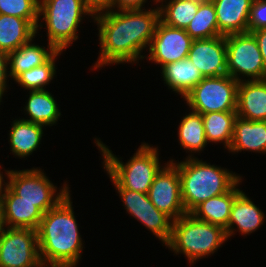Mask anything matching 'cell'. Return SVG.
Listing matches in <instances>:
<instances>
[{
	"label": "cell",
	"mask_w": 266,
	"mask_h": 267,
	"mask_svg": "<svg viewBox=\"0 0 266 267\" xmlns=\"http://www.w3.org/2000/svg\"><path fill=\"white\" fill-rule=\"evenodd\" d=\"M5 227L3 221V203L2 198H0V231Z\"/></svg>",
	"instance_id": "cell-39"
},
{
	"label": "cell",
	"mask_w": 266,
	"mask_h": 267,
	"mask_svg": "<svg viewBox=\"0 0 266 267\" xmlns=\"http://www.w3.org/2000/svg\"><path fill=\"white\" fill-rule=\"evenodd\" d=\"M40 261L37 230L4 227L0 231V267H34Z\"/></svg>",
	"instance_id": "cell-11"
},
{
	"label": "cell",
	"mask_w": 266,
	"mask_h": 267,
	"mask_svg": "<svg viewBox=\"0 0 266 267\" xmlns=\"http://www.w3.org/2000/svg\"><path fill=\"white\" fill-rule=\"evenodd\" d=\"M193 39L185 29L175 28L158 21L144 59L161 67L186 59Z\"/></svg>",
	"instance_id": "cell-12"
},
{
	"label": "cell",
	"mask_w": 266,
	"mask_h": 267,
	"mask_svg": "<svg viewBox=\"0 0 266 267\" xmlns=\"http://www.w3.org/2000/svg\"><path fill=\"white\" fill-rule=\"evenodd\" d=\"M226 36L193 40L187 58L204 77H219L227 71Z\"/></svg>",
	"instance_id": "cell-14"
},
{
	"label": "cell",
	"mask_w": 266,
	"mask_h": 267,
	"mask_svg": "<svg viewBox=\"0 0 266 267\" xmlns=\"http://www.w3.org/2000/svg\"><path fill=\"white\" fill-rule=\"evenodd\" d=\"M227 240L226 231L222 227L186 213L173 221L171 237L165 246L174 255L183 254L190 266H193L197 261L217 252Z\"/></svg>",
	"instance_id": "cell-5"
},
{
	"label": "cell",
	"mask_w": 266,
	"mask_h": 267,
	"mask_svg": "<svg viewBox=\"0 0 266 267\" xmlns=\"http://www.w3.org/2000/svg\"><path fill=\"white\" fill-rule=\"evenodd\" d=\"M226 48L229 76L238 82L266 79V67L252 33L227 35Z\"/></svg>",
	"instance_id": "cell-9"
},
{
	"label": "cell",
	"mask_w": 266,
	"mask_h": 267,
	"mask_svg": "<svg viewBox=\"0 0 266 267\" xmlns=\"http://www.w3.org/2000/svg\"><path fill=\"white\" fill-rule=\"evenodd\" d=\"M238 81L228 74L204 77L184 98L187 108L205 114L237 109Z\"/></svg>",
	"instance_id": "cell-8"
},
{
	"label": "cell",
	"mask_w": 266,
	"mask_h": 267,
	"mask_svg": "<svg viewBox=\"0 0 266 267\" xmlns=\"http://www.w3.org/2000/svg\"><path fill=\"white\" fill-rule=\"evenodd\" d=\"M97 149L102 156V167L114 187H123L132 191L148 194L155 176L165 166L160 162L159 146L141 142L136 153L122 162L109 147L99 138H94Z\"/></svg>",
	"instance_id": "cell-4"
},
{
	"label": "cell",
	"mask_w": 266,
	"mask_h": 267,
	"mask_svg": "<svg viewBox=\"0 0 266 267\" xmlns=\"http://www.w3.org/2000/svg\"><path fill=\"white\" fill-rule=\"evenodd\" d=\"M181 180V197L186 213H191L203 201L228 192L243 176L227 168L207 163L195 157L183 161L170 159Z\"/></svg>",
	"instance_id": "cell-3"
},
{
	"label": "cell",
	"mask_w": 266,
	"mask_h": 267,
	"mask_svg": "<svg viewBox=\"0 0 266 267\" xmlns=\"http://www.w3.org/2000/svg\"><path fill=\"white\" fill-rule=\"evenodd\" d=\"M86 16L92 20L94 18L83 0H39L37 34L44 26L47 44L56 50L66 51L79 39L78 31Z\"/></svg>",
	"instance_id": "cell-6"
},
{
	"label": "cell",
	"mask_w": 266,
	"mask_h": 267,
	"mask_svg": "<svg viewBox=\"0 0 266 267\" xmlns=\"http://www.w3.org/2000/svg\"><path fill=\"white\" fill-rule=\"evenodd\" d=\"M242 151L266 154V121L236 118L228 152L234 155Z\"/></svg>",
	"instance_id": "cell-19"
},
{
	"label": "cell",
	"mask_w": 266,
	"mask_h": 267,
	"mask_svg": "<svg viewBox=\"0 0 266 267\" xmlns=\"http://www.w3.org/2000/svg\"><path fill=\"white\" fill-rule=\"evenodd\" d=\"M118 196L126 213L130 214L134 219L143 224L145 228L152 233L162 246H165L171 237L173 219L158 210L150 201L148 194L124 189L123 187H115ZM164 244V245H163Z\"/></svg>",
	"instance_id": "cell-10"
},
{
	"label": "cell",
	"mask_w": 266,
	"mask_h": 267,
	"mask_svg": "<svg viewBox=\"0 0 266 267\" xmlns=\"http://www.w3.org/2000/svg\"><path fill=\"white\" fill-rule=\"evenodd\" d=\"M253 0H213L218 31L221 35L248 32V20Z\"/></svg>",
	"instance_id": "cell-18"
},
{
	"label": "cell",
	"mask_w": 266,
	"mask_h": 267,
	"mask_svg": "<svg viewBox=\"0 0 266 267\" xmlns=\"http://www.w3.org/2000/svg\"><path fill=\"white\" fill-rule=\"evenodd\" d=\"M71 193L44 213L37 229L41 261L76 267L81 261L84 242L76 220Z\"/></svg>",
	"instance_id": "cell-2"
},
{
	"label": "cell",
	"mask_w": 266,
	"mask_h": 267,
	"mask_svg": "<svg viewBox=\"0 0 266 267\" xmlns=\"http://www.w3.org/2000/svg\"><path fill=\"white\" fill-rule=\"evenodd\" d=\"M185 30L193 40L221 36L213 2L200 3L195 17Z\"/></svg>",
	"instance_id": "cell-30"
},
{
	"label": "cell",
	"mask_w": 266,
	"mask_h": 267,
	"mask_svg": "<svg viewBox=\"0 0 266 267\" xmlns=\"http://www.w3.org/2000/svg\"><path fill=\"white\" fill-rule=\"evenodd\" d=\"M86 8L95 16L102 12L111 11L114 0H83Z\"/></svg>",
	"instance_id": "cell-35"
},
{
	"label": "cell",
	"mask_w": 266,
	"mask_h": 267,
	"mask_svg": "<svg viewBox=\"0 0 266 267\" xmlns=\"http://www.w3.org/2000/svg\"><path fill=\"white\" fill-rule=\"evenodd\" d=\"M61 54L63 51L57 50L44 64L22 72L14 79L15 83L27 91L47 89L46 86L57 76L56 61Z\"/></svg>",
	"instance_id": "cell-29"
},
{
	"label": "cell",
	"mask_w": 266,
	"mask_h": 267,
	"mask_svg": "<svg viewBox=\"0 0 266 267\" xmlns=\"http://www.w3.org/2000/svg\"><path fill=\"white\" fill-rule=\"evenodd\" d=\"M34 39L35 37L8 53L9 80H14L22 72L44 64L57 51L49 43L46 48L36 44Z\"/></svg>",
	"instance_id": "cell-24"
},
{
	"label": "cell",
	"mask_w": 266,
	"mask_h": 267,
	"mask_svg": "<svg viewBox=\"0 0 266 267\" xmlns=\"http://www.w3.org/2000/svg\"><path fill=\"white\" fill-rule=\"evenodd\" d=\"M159 20V5L152 9L111 10L95 15L93 22L97 25L100 50L91 70L114 64H139Z\"/></svg>",
	"instance_id": "cell-1"
},
{
	"label": "cell",
	"mask_w": 266,
	"mask_h": 267,
	"mask_svg": "<svg viewBox=\"0 0 266 267\" xmlns=\"http://www.w3.org/2000/svg\"><path fill=\"white\" fill-rule=\"evenodd\" d=\"M196 1L204 3V2H212L213 0H196Z\"/></svg>",
	"instance_id": "cell-40"
},
{
	"label": "cell",
	"mask_w": 266,
	"mask_h": 267,
	"mask_svg": "<svg viewBox=\"0 0 266 267\" xmlns=\"http://www.w3.org/2000/svg\"><path fill=\"white\" fill-rule=\"evenodd\" d=\"M8 143L10 152L16 158L24 159L37 151L44 136L45 126L30 121L15 119L9 127Z\"/></svg>",
	"instance_id": "cell-20"
},
{
	"label": "cell",
	"mask_w": 266,
	"mask_h": 267,
	"mask_svg": "<svg viewBox=\"0 0 266 267\" xmlns=\"http://www.w3.org/2000/svg\"><path fill=\"white\" fill-rule=\"evenodd\" d=\"M252 34L257 40L262 55L263 63L266 67V28L252 32Z\"/></svg>",
	"instance_id": "cell-36"
},
{
	"label": "cell",
	"mask_w": 266,
	"mask_h": 267,
	"mask_svg": "<svg viewBox=\"0 0 266 267\" xmlns=\"http://www.w3.org/2000/svg\"><path fill=\"white\" fill-rule=\"evenodd\" d=\"M2 203L5 227L38 229L44 213L33 203L21 200L9 187Z\"/></svg>",
	"instance_id": "cell-17"
},
{
	"label": "cell",
	"mask_w": 266,
	"mask_h": 267,
	"mask_svg": "<svg viewBox=\"0 0 266 267\" xmlns=\"http://www.w3.org/2000/svg\"><path fill=\"white\" fill-rule=\"evenodd\" d=\"M200 3L196 0H158L160 20L168 26L186 29Z\"/></svg>",
	"instance_id": "cell-28"
},
{
	"label": "cell",
	"mask_w": 266,
	"mask_h": 267,
	"mask_svg": "<svg viewBox=\"0 0 266 267\" xmlns=\"http://www.w3.org/2000/svg\"><path fill=\"white\" fill-rule=\"evenodd\" d=\"M67 182L65 181L58 190L40 167L12 169L9 176V188L20 196L21 200L33 203L43 213L54 208L71 192Z\"/></svg>",
	"instance_id": "cell-7"
},
{
	"label": "cell",
	"mask_w": 266,
	"mask_h": 267,
	"mask_svg": "<svg viewBox=\"0 0 266 267\" xmlns=\"http://www.w3.org/2000/svg\"><path fill=\"white\" fill-rule=\"evenodd\" d=\"M37 27L23 18L0 14V50L10 53L37 35Z\"/></svg>",
	"instance_id": "cell-25"
},
{
	"label": "cell",
	"mask_w": 266,
	"mask_h": 267,
	"mask_svg": "<svg viewBox=\"0 0 266 267\" xmlns=\"http://www.w3.org/2000/svg\"><path fill=\"white\" fill-rule=\"evenodd\" d=\"M265 218L262 209L242 191L234 199L231 208L226 230L227 239L234 237L237 232L244 237L251 235L263 225Z\"/></svg>",
	"instance_id": "cell-15"
},
{
	"label": "cell",
	"mask_w": 266,
	"mask_h": 267,
	"mask_svg": "<svg viewBox=\"0 0 266 267\" xmlns=\"http://www.w3.org/2000/svg\"><path fill=\"white\" fill-rule=\"evenodd\" d=\"M8 73V53L0 50V102H3V96L8 92L9 84ZM8 80V81H7ZM6 92V93H5Z\"/></svg>",
	"instance_id": "cell-33"
},
{
	"label": "cell",
	"mask_w": 266,
	"mask_h": 267,
	"mask_svg": "<svg viewBox=\"0 0 266 267\" xmlns=\"http://www.w3.org/2000/svg\"><path fill=\"white\" fill-rule=\"evenodd\" d=\"M1 168L4 169L2 165H0V198H3L4 194L6 193L9 187V176H10L12 169H9V170L4 169L3 171L5 172H3L1 171L2 170Z\"/></svg>",
	"instance_id": "cell-37"
},
{
	"label": "cell",
	"mask_w": 266,
	"mask_h": 267,
	"mask_svg": "<svg viewBox=\"0 0 266 267\" xmlns=\"http://www.w3.org/2000/svg\"><path fill=\"white\" fill-rule=\"evenodd\" d=\"M26 95V100L22 110L27 114L25 118H21L32 123L40 124L45 127L56 126L58 120L61 117V111L59 104L54 95L48 90H31ZM29 118V119H28Z\"/></svg>",
	"instance_id": "cell-22"
},
{
	"label": "cell",
	"mask_w": 266,
	"mask_h": 267,
	"mask_svg": "<svg viewBox=\"0 0 266 267\" xmlns=\"http://www.w3.org/2000/svg\"><path fill=\"white\" fill-rule=\"evenodd\" d=\"M201 115L208 144L222 143L224 149L228 150L231 145L237 112H209Z\"/></svg>",
	"instance_id": "cell-27"
},
{
	"label": "cell",
	"mask_w": 266,
	"mask_h": 267,
	"mask_svg": "<svg viewBox=\"0 0 266 267\" xmlns=\"http://www.w3.org/2000/svg\"><path fill=\"white\" fill-rule=\"evenodd\" d=\"M179 122L177 135L178 143L182 149L189 153L188 158L195 157L194 154H200L204 151L208 142L205 136L202 115L189 109Z\"/></svg>",
	"instance_id": "cell-26"
},
{
	"label": "cell",
	"mask_w": 266,
	"mask_h": 267,
	"mask_svg": "<svg viewBox=\"0 0 266 267\" xmlns=\"http://www.w3.org/2000/svg\"><path fill=\"white\" fill-rule=\"evenodd\" d=\"M266 28V0H253L248 20V32Z\"/></svg>",
	"instance_id": "cell-32"
},
{
	"label": "cell",
	"mask_w": 266,
	"mask_h": 267,
	"mask_svg": "<svg viewBox=\"0 0 266 267\" xmlns=\"http://www.w3.org/2000/svg\"><path fill=\"white\" fill-rule=\"evenodd\" d=\"M236 112L245 120L266 121V79L238 83Z\"/></svg>",
	"instance_id": "cell-16"
},
{
	"label": "cell",
	"mask_w": 266,
	"mask_h": 267,
	"mask_svg": "<svg viewBox=\"0 0 266 267\" xmlns=\"http://www.w3.org/2000/svg\"><path fill=\"white\" fill-rule=\"evenodd\" d=\"M161 78L171 92L184 98L203 78L199 68L188 59L168 63L160 68Z\"/></svg>",
	"instance_id": "cell-23"
},
{
	"label": "cell",
	"mask_w": 266,
	"mask_h": 267,
	"mask_svg": "<svg viewBox=\"0 0 266 267\" xmlns=\"http://www.w3.org/2000/svg\"><path fill=\"white\" fill-rule=\"evenodd\" d=\"M242 181L241 178L228 192L203 201L190 214L226 231L234 199L243 191L240 189Z\"/></svg>",
	"instance_id": "cell-21"
},
{
	"label": "cell",
	"mask_w": 266,
	"mask_h": 267,
	"mask_svg": "<svg viewBox=\"0 0 266 267\" xmlns=\"http://www.w3.org/2000/svg\"><path fill=\"white\" fill-rule=\"evenodd\" d=\"M152 204L173 220L186 214L181 197V180L178 168L170 161L155 176L148 191Z\"/></svg>",
	"instance_id": "cell-13"
},
{
	"label": "cell",
	"mask_w": 266,
	"mask_h": 267,
	"mask_svg": "<svg viewBox=\"0 0 266 267\" xmlns=\"http://www.w3.org/2000/svg\"><path fill=\"white\" fill-rule=\"evenodd\" d=\"M158 5V0H152ZM148 0H114L112 10H126V9H145V4ZM151 2V0L149 1Z\"/></svg>",
	"instance_id": "cell-34"
},
{
	"label": "cell",
	"mask_w": 266,
	"mask_h": 267,
	"mask_svg": "<svg viewBox=\"0 0 266 267\" xmlns=\"http://www.w3.org/2000/svg\"><path fill=\"white\" fill-rule=\"evenodd\" d=\"M34 267H64L61 265H56V264H51L48 262H44V261H40L37 265H35Z\"/></svg>",
	"instance_id": "cell-38"
},
{
	"label": "cell",
	"mask_w": 266,
	"mask_h": 267,
	"mask_svg": "<svg viewBox=\"0 0 266 267\" xmlns=\"http://www.w3.org/2000/svg\"><path fill=\"white\" fill-rule=\"evenodd\" d=\"M0 14L30 20L37 27L39 0H0Z\"/></svg>",
	"instance_id": "cell-31"
}]
</instances>
